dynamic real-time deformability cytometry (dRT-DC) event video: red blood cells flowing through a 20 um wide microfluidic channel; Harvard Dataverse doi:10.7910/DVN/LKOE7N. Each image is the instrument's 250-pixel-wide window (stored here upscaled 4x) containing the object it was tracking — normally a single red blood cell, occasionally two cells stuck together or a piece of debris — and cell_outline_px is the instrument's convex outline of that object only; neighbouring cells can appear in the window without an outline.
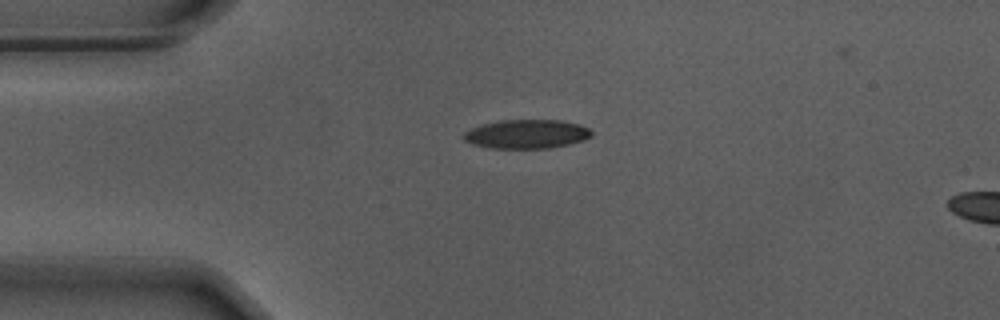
{"species": "Egyptian fruit bat (a non-hibernating species)", "species_latin": "Rousettus aegyptiacus", "temperature_condition": "warm", "stored_images_in_passage": 43, "camera_frame_rate_fps": 3000, "um_per_image_px": 0.085, "animal": {"sex": "male"}, "frame": {"image": 1, "passage_image": 1, "time_ms": 0.0, "image_size_px": [1000, 320], "cell_outline_px": [[592, 136], [584, 140], [552, 148], [488, 148], [472, 144], [464, 140], [464, 132], [472, 128], [484, 124], [500, 120], [560, 120], [580, 124], [588, 128], [592, 132]], "centroid_in_image_um": [44.78, 11.4], "position_along_channel_um": 40.2, "area_um2": 21.56}}
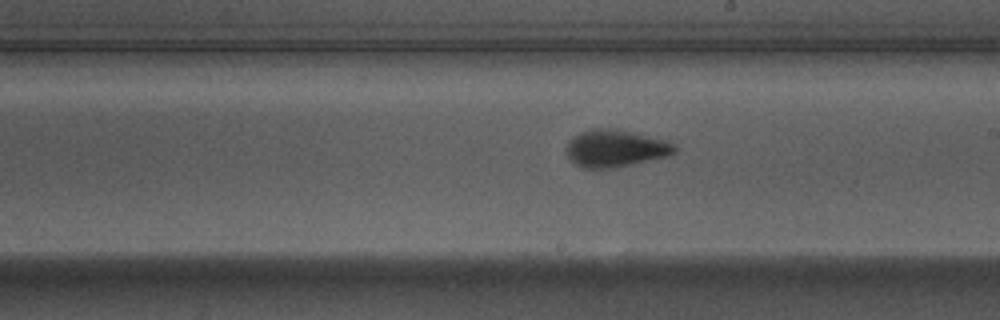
{"frame": {"image": 2, "passage_image": 19, "time_ms": 6.0, "image_size_px": [1000, 320], "cell_outline_px": [[676, 152], [668, 156], [632, 164], [608, 168], [580, 168], [564, 152], [564, 148], [568, 140], [572, 136], [580, 132], [592, 128], [616, 128], [664, 140], [676, 144]], "centroid_in_image_um": [52.26, 12.6], "position_along_channel_um": 236.7, "area_um2": 23.64}}
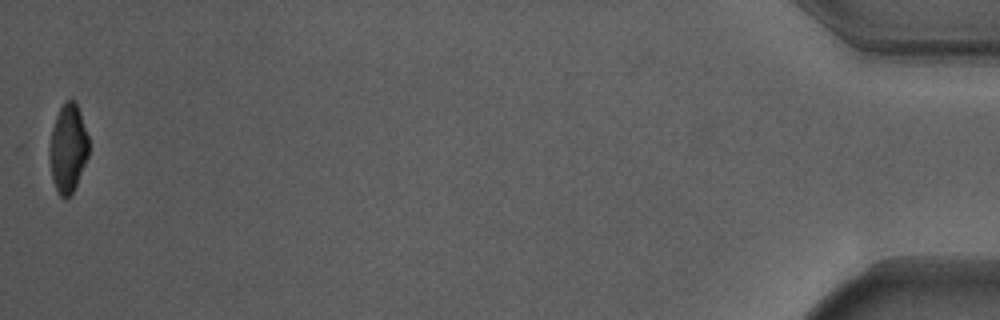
{"frame": {"image": 3, "passage_image": 43, "time_ms": 14.0, "image_size_px": [1000, 320], "cell_outline_px": [[88, 156], [76, 184], [72, 192], [64, 200], [60, 196], [56, 188], [52, 176], [48, 156], [48, 148], [52, 128], [56, 116], [64, 100], [76, 100], [88, 136]], "centroid_in_image_um": [5.76, 12.57], "position_along_channel_um": 429.4, "area_um2": 20.17}, "authors_computed_cell_mechanics": {"area_um2": 22.0218, "velocity_mm_per_s": 3.6975, "shape_relaxation_time_tau1_ms": 4.0368, "shape_relaxation_time_tau2_ms": 1.3594, "deformation_change_tau1": 0.1869, "deformation_change_tau2": 0.0738}}